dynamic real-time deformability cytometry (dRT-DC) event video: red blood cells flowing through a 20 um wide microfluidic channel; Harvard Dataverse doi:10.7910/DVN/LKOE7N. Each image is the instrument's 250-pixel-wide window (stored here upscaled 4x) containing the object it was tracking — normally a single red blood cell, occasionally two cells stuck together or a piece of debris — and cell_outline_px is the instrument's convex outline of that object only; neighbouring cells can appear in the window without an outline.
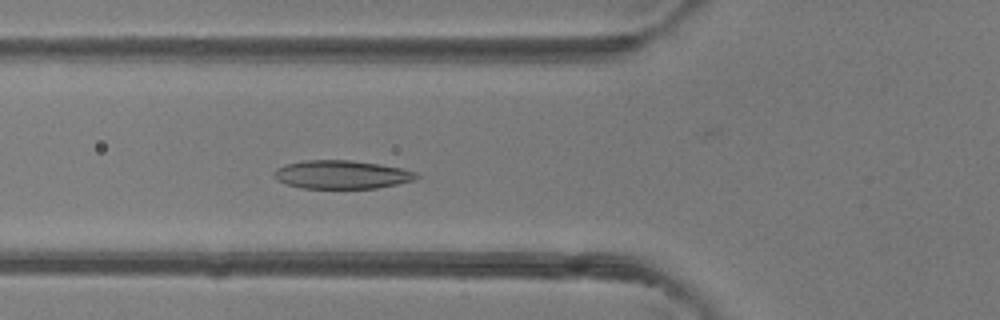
{"species": "common noctule bat (a hibernating species)", "species_latin": "Nyctalus noctula", "temperature_condition": "room temperature", "stored_images_in_passage": 47, "camera_frame_rate_fps": 3000, "um_per_image_px": 0.085, "animal": {"sex": "female"}, "frame": {"image": 1, "passage_image": 17, "time_ms": 5.333, "image_size_px": [1000, 320], "cell_outline_px": [[420, 176], [416, 180], [376, 188], [304, 188], [288, 184], [276, 180], [272, 176], [272, 172], [276, 168], [284, 164], [304, 160], [352, 160], [380, 164], [400, 168], [416, 172]], "centroid_in_image_um": [29.01, 14.83], "position_along_channel_um": 96.8, "area_um2": 23.7}}
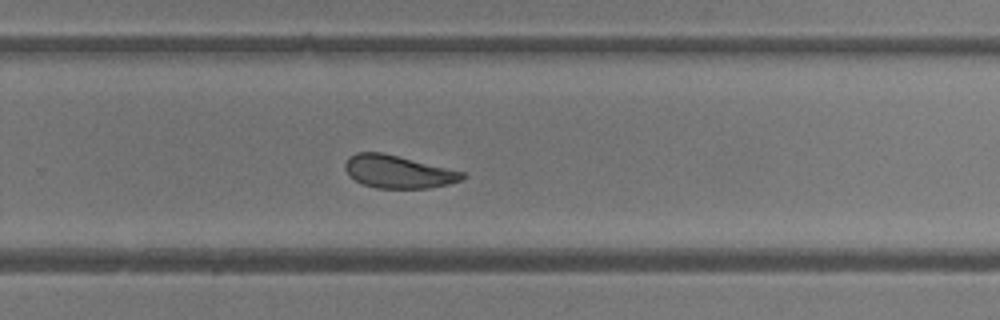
{"frame": {"image": 2, "passage_image": 31, "time_ms": 10.0, "image_size_px": [1000, 320], "cell_outline_px": [[464, 176], [460, 180], [448, 184], [428, 188], [376, 188], [364, 184], [348, 176], [344, 168], [344, 164], [348, 156], [356, 152], [380, 152], [464, 172]], "centroid_in_image_um": [33.77, 14.59], "position_along_channel_um": 296.0, "area_um2": 22.14}}
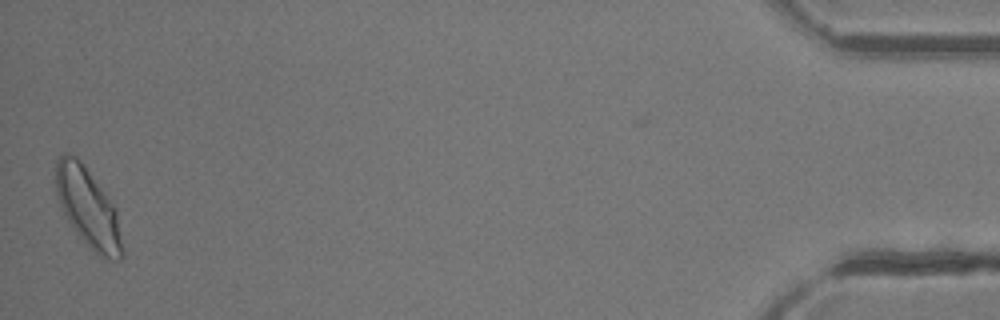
{"frame": {"image": 3, "passage_image": 47, "time_ms": 15.333, "image_size_px": [1000, 320], "cell_outline_px": [[124, 256], [120, 260], [116, 260], [100, 256], [76, 232], [68, 220], [60, 204], [56, 192], [56, 160], [64, 152], [68, 152], [76, 156], [84, 164], [116, 208], [124, 248]], "centroid_in_image_um": [7.51, 17.64], "position_along_channel_um": 427.7, "area_um2": 30.4}, "authors_computed_cell_mechanics": {"area_um2": 24.9118, "velocity_mm_per_s": 4.2663, "shape_relaxation_time_tau1_ms": 3.9605, "shape_relaxation_time_tau2_ms": 2.0833, "deformation_change_tau1": 0.1238, "deformation_change_tau2": 0.0857}}